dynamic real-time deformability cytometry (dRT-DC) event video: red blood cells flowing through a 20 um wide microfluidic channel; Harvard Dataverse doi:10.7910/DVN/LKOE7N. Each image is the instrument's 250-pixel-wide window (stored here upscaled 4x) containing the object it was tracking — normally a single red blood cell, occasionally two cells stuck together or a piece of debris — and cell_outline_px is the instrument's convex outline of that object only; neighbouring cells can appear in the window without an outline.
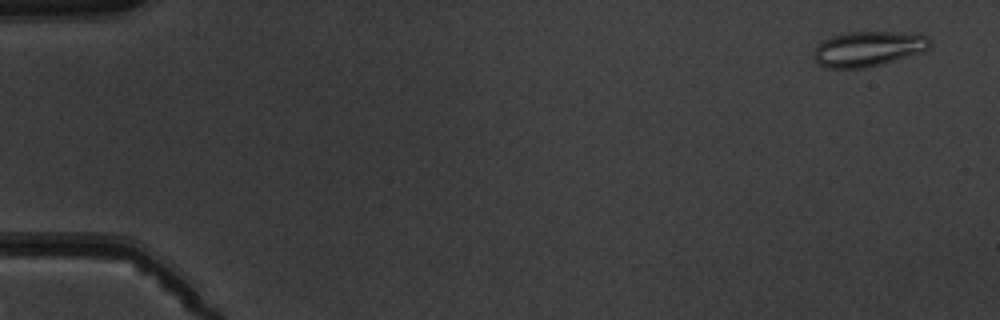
{"species": "common noctule bat (a hibernating species)", "species_latin": "Nyctalus noctula", "temperature_condition": "warm", "stored_images_in_passage": 4, "camera_frame_rate_fps": 3000, "um_per_image_px": 0.085, "animal": {"sex": "male", "body_mass_g": 19.5, "forearm_length_mm": 54.6}, "frame": {"image": 1, "passage_image": 1, "time_ms": 0.0, "image_size_px": [1000, 320], "cell_outline_px": [[932, 44], [924, 52], [880, 64], [864, 68], [828, 68], [816, 64], [812, 56], [812, 52], [816, 44], [832, 36], [848, 32], [900, 32], [928, 36]], "centroid_in_image_um": [73.75, 4.15], "position_along_channel_um": 11.2, "area_um2": 23.99}}
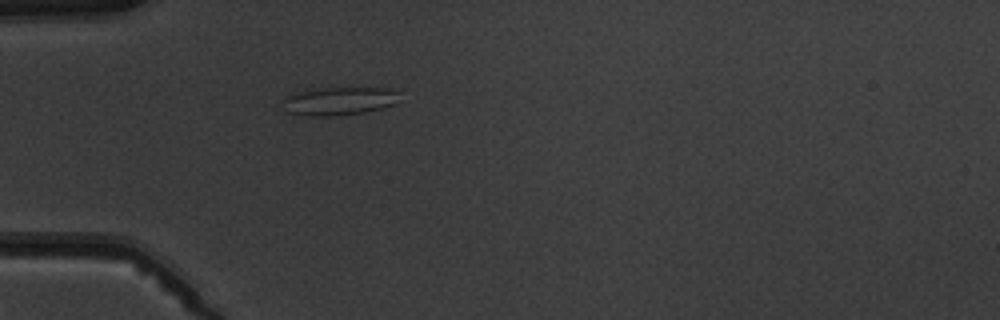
{"frame": {"image": 2, "passage_image": 4, "time_ms": 4.667, "image_size_px": [1000, 320], "cell_outline_px": [[400, 92], [396, 104], [364, 112], [336, 116], [312, 116], [288, 112], [284, 100], [284, 96], [300, 92], [324, 88], [388, 88]], "centroid_in_image_um": [28.89, 8.59], "position_along_channel_um": 56.1, "area_um2": 18.84}}